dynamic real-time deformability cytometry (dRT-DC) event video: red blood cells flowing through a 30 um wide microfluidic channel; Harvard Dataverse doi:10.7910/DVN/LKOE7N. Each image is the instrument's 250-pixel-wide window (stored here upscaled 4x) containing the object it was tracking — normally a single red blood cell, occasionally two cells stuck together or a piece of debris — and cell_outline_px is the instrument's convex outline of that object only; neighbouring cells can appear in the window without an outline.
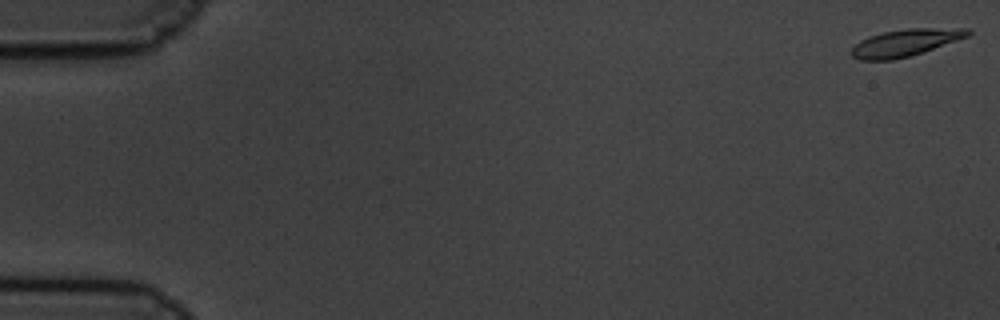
{"species": "common noctule bat (a hibernating species)", "species_latin": "Nyctalus noctula", "temperature_condition": "cold", "stored_images_in_passage": 8, "camera_frame_rate_fps": 3000, "um_per_image_px": 0.085, "animal": {"sex": "male", "body_mass_g": 19.5, "forearm_length_mm": 54.6}, "frame": {"image": 1, "passage_image": 1, "time_ms": 0.0, "image_size_px": [1000, 320], "cell_outline_px": [[972, 32], [968, 36], [908, 56], [892, 60], [860, 60], [852, 56], [848, 52], [860, 40], [868, 36], [884, 32], [908, 28], [968, 28]], "centroid_in_image_um": [76.89, 3.62], "position_along_channel_um": 8.1, "area_um2": 18.09}}